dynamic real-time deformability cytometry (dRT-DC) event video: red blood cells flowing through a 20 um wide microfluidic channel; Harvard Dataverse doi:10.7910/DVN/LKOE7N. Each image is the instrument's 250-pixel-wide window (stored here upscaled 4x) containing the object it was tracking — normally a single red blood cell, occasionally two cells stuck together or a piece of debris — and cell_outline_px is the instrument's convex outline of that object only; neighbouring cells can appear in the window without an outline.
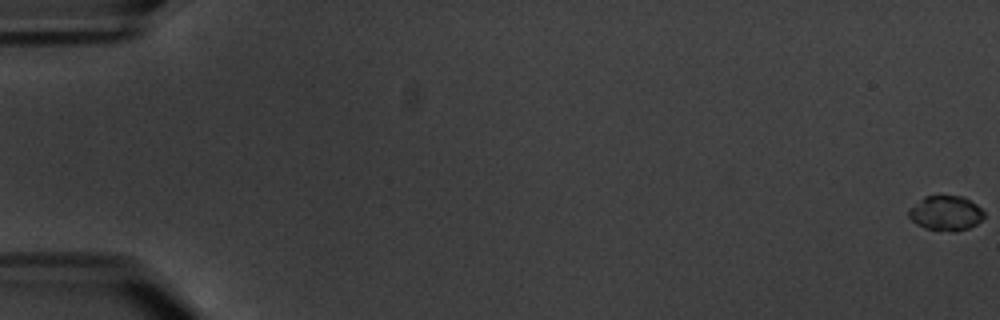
{"species": "common noctule bat (a hibernating species)", "species_latin": "Nyctalus noctula", "temperature_condition": "warm", "stored_images_in_passage": 7, "camera_frame_rate_fps": 3000, "um_per_image_px": 0.085, "animal": {"sex": "male", "body_mass_g": 20.1, "forearm_length_mm": 53.5}, "frame": {"image": 1, "passage_image": 1, "time_ms": 0.0, "image_size_px": [1000, 320], "cell_outline_px": [[984, 216], [976, 224], [968, 228], [956, 232], [952, 232], [924, 228], [916, 224], [908, 216], [908, 208], [924, 196], [964, 196], [976, 204], [984, 212]], "centroid_in_image_um": [80.36, 18.12], "position_along_channel_um": 4.6, "area_um2": 15.37}}